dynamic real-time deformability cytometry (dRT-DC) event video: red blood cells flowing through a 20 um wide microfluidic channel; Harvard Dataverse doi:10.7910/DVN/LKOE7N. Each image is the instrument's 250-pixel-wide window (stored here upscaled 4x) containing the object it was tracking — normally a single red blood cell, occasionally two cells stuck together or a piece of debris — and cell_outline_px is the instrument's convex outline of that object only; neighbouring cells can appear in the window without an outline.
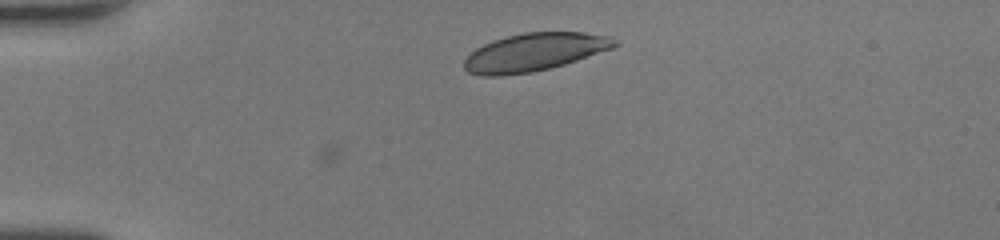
{"species": "human", "species_latin": "Homo sapiens", "temperature_condition": "room temperature", "stored_images_in_passage": 6, "camera_frame_rate_fps": 3000, "um_per_image_px": 0.085, "donor": {"sex": "female"}, "frame": {"image": 1, "passage_image": 1, "time_ms": 0.0, "image_size_px": [1000, 240], "cell_outline_px": [[620, 44], [612, 48], [564, 64], [532, 72], [500, 76], [480, 76], [468, 72], [464, 68], [464, 60], [476, 48], [492, 40], [524, 32], [584, 32], [612, 36]], "centroid_in_image_um": [45.42, 4.43], "position_along_channel_um": 39.6, "area_um2": 33.18}}